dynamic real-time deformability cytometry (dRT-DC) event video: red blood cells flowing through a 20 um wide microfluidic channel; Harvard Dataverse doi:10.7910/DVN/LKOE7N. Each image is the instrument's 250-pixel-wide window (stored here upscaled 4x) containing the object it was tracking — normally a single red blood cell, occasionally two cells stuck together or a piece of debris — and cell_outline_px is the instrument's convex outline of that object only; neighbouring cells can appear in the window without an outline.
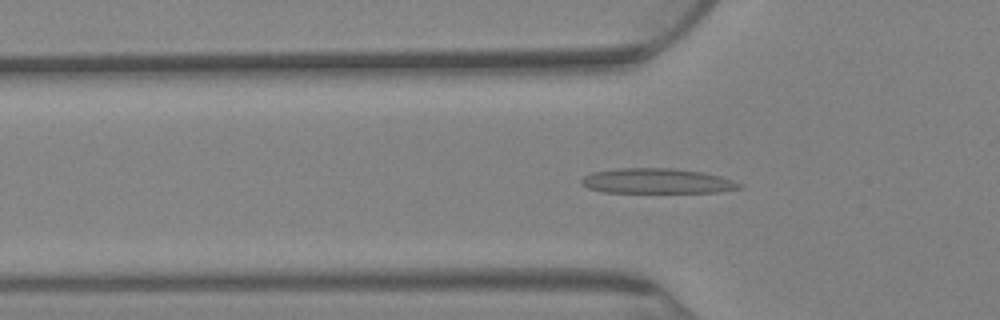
{"species": "Egyptian fruit bat (a non-hibernating species)", "species_latin": "Rousettus aegyptiacus", "temperature_condition": "warm", "stored_images_in_passage": 76, "camera_frame_rate_fps": 3000, "um_per_image_px": 0.085, "animal": {"sex": "female"}, "frame": {"image": 1, "passage_image": 25, "time_ms": 8.0, "image_size_px": [1000, 320], "cell_outline_px": [[744, 184], [740, 188], [716, 192], [604, 192], [588, 188], [580, 184], [580, 180], [584, 176], [592, 172], [620, 168], [672, 168], [704, 172], [720, 176]], "centroid_in_image_um": [55.83, 15.38], "position_along_channel_um": 70.0, "area_um2": 23.06}}
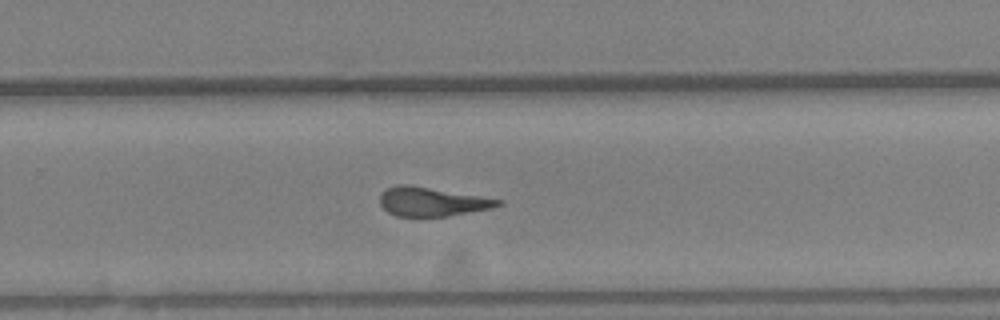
{"frame": {"image": 2, "passage_image": 50, "time_ms": 16.333, "image_size_px": [1000, 320], "cell_outline_px": [[504, 204], [492, 208], [448, 216], [396, 216], [388, 212], [380, 204], [380, 192], [396, 184], [408, 184], [504, 200]], "centroid_in_image_um": [36.71, 17.14], "position_along_channel_um": 293.1, "area_um2": 19.94}}
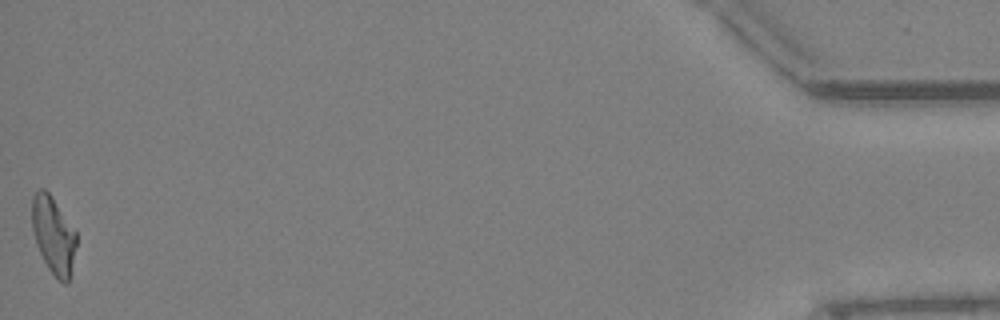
{"frame": {"image": 3, "passage_image": 76, "time_ms": 25.0, "image_size_px": [1000, 320], "cell_outline_px": [[76, 244], [72, 276], [68, 284], [64, 284], [48, 268], [36, 244], [32, 228], [32, 196], [40, 188], [44, 188], [48, 192], [76, 232]], "centroid_in_image_um": [4.55, 20.03], "position_along_channel_um": 430.6, "area_um2": 19.83}, "authors_computed_cell_mechanics": {"area_um2": 21.097, "velocity_mm_per_s": 2.6893, "shape_relaxation_time_tau1_ms": null, "shape_relaxation_time_tau2_ms": 3.728, "deformation_change_tau1": null, "deformation_change_tau2": 0.1345}}